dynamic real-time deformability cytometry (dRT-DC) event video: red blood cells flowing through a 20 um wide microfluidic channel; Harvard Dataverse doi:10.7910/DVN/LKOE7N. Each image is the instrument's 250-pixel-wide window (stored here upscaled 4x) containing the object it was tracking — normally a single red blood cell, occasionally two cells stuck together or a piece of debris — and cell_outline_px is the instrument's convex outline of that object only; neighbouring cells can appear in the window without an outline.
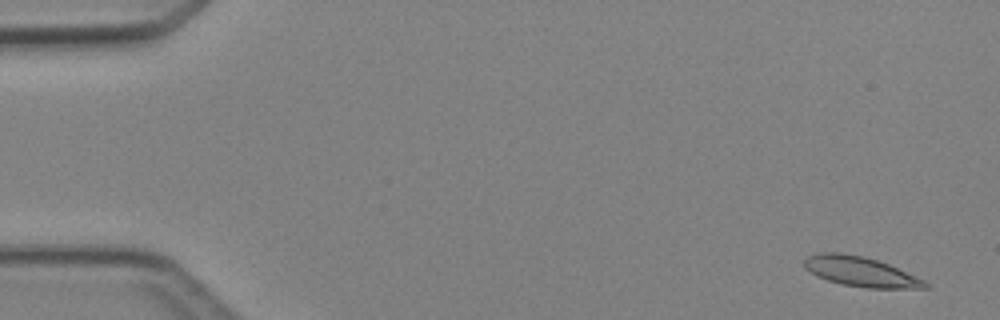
{"species": "Egyptian fruit bat (a non-hibernating species)", "species_latin": "Rousettus aegyptiacus", "temperature_condition": "cold", "stored_images_in_passage": 5, "camera_frame_rate_fps": 3000, "um_per_image_px": 0.085, "animal": {"sex": "female"}, "frame": {"image": 1, "passage_image": 1, "time_ms": 0.0, "image_size_px": [1000, 320], "cell_outline_px": [[928, 288], [868, 288], [840, 284], [816, 276], [804, 268], [804, 260], [808, 256], [820, 252], [840, 252], [864, 256], [888, 264], [924, 280], [928, 284]], "centroid_in_image_um": [73.1, 23.08], "position_along_channel_um": 11.9, "area_um2": 20.92}}
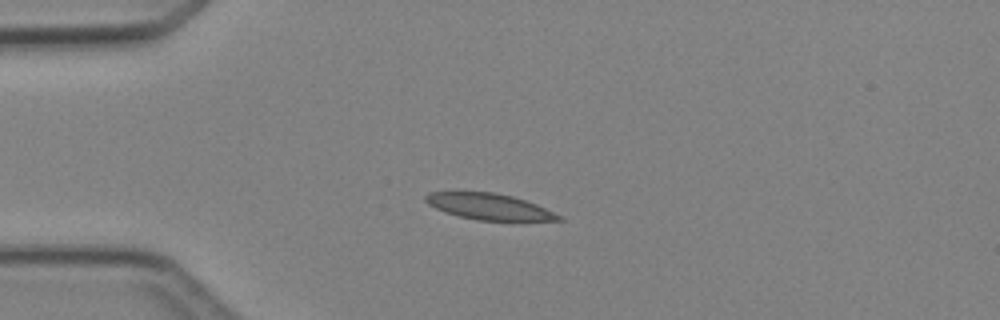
{"frame": {"image": 2, "passage_image": 3, "time_ms": 3.333, "image_size_px": [1000, 320], "cell_outline_px": [[564, 220], [476, 220], [460, 216], [436, 208], [428, 204], [424, 200], [424, 196], [428, 192], [492, 192], [512, 196], [536, 204], [564, 216]], "centroid_in_image_um": [41.59, 17.55], "position_along_channel_um": 43.4, "area_um2": 20.0}}
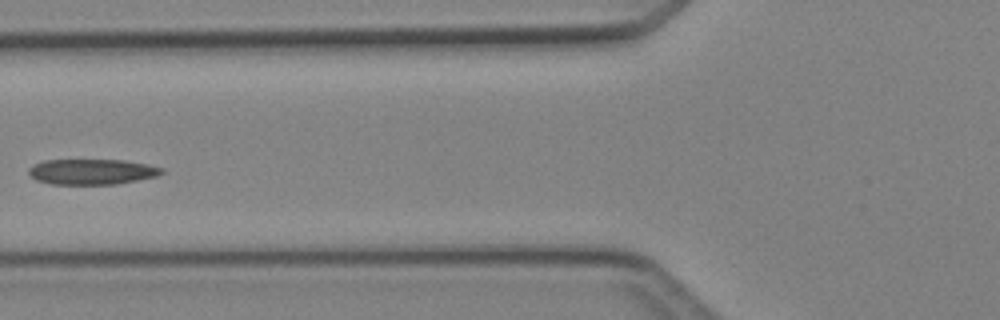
{"frame": {"image": 3, "passage_image": 5, "time_ms": 5.667, "image_size_px": [1000, 320], "cell_outline_px": [[164, 172], [156, 176], [116, 184], [52, 184], [36, 180], [28, 172], [28, 168], [32, 164], [44, 160], [124, 160], [148, 164], [164, 168]], "centroid_in_image_um": [7.8, 14.59], "position_along_channel_um": 118.0, "area_um2": 19.77}}